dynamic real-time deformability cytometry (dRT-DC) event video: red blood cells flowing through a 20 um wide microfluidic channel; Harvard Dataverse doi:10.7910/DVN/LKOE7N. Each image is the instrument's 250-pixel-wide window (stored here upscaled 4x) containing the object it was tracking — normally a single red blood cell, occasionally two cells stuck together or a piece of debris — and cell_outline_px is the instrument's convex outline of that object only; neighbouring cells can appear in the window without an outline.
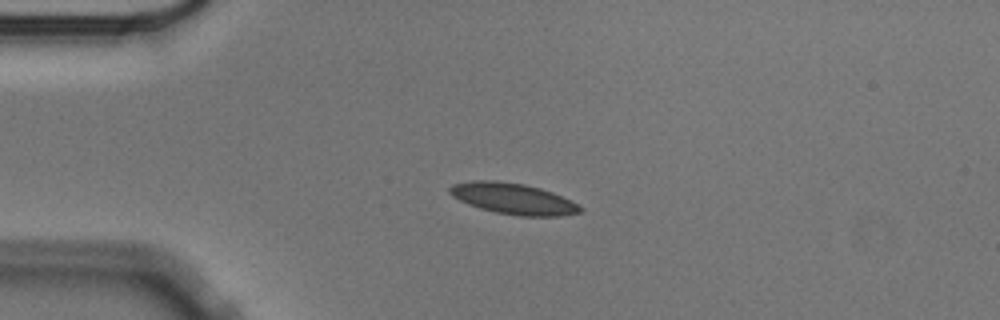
{"species": "Egyptian fruit bat (a non-hibernating species)", "species_latin": "Rousettus aegyptiacus", "temperature_condition": "cold", "stored_images_in_passage": 44, "camera_frame_rate_fps": 3000, "um_per_image_px": 0.085, "animal": {"sex": "male"}, "frame": {"image": 1, "passage_image": 1, "time_ms": 0.0, "image_size_px": [1000, 320], "cell_outline_px": [[584, 208], [580, 212], [560, 216], [520, 216], [496, 212], [480, 208], [468, 204], [452, 196], [448, 192], [448, 188], [452, 184], [472, 180], [496, 180], [524, 184], [540, 188], [552, 192]], "centroid_in_image_um": [43.57, 16.88], "position_along_channel_um": 41.4, "area_um2": 23.47}}
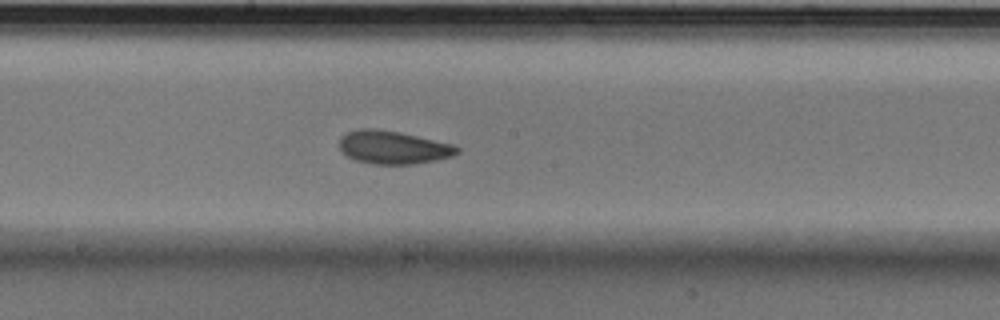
{"frame": {"image": 2, "passage_image": 18, "time_ms": 5.667, "image_size_px": [1000, 320], "cell_outline_px": [[460, 152], [452, 156], [436, 160], [412, 164], [372, 164], [356, 160], [348, 156], [340, 148], [340, 136], [348, 132], [360, 128], [376, 128], [400, 132], [456, 144], [460, 148]], "centroid_in_image_um": [33.47, 12.51], "position_along_channel_um": 214.7, "area_um2": 22.89}}
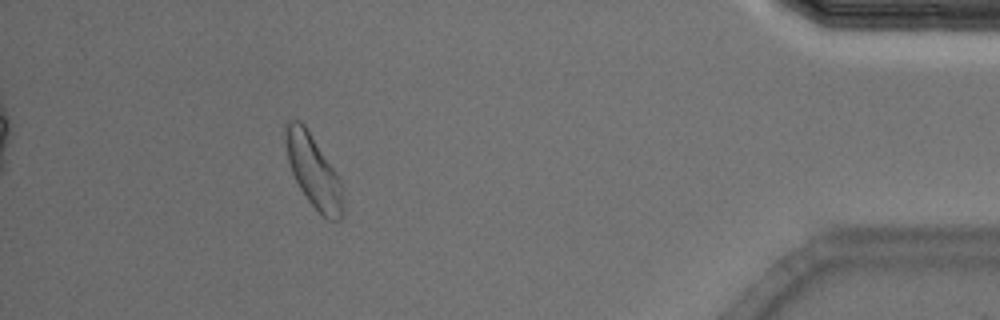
{"frame": {"image": 3, "passage_image": 39, "time_ms": 12.667, "image_size_px": [1000, 320], "cell_outline_px": [[344, 216], [340, 220], [328, 220], [308, 200], [300, 188], [292, 172], [288, 160], [284, 140], [284, 124], [288, 120], [300, 120], [304, 124], [336, 172], [340, 180], [344, 208]], "centroid_in_image_um": [26.63, 14.53], "position_along_channel_um": 408.6, "area_um2": 24.1}, "authors_computed_cell_mechanics": {"area_um2": 22.7443, "velocity_mm_per_s": 3.5034, "shape_relaxation_time_tau1_ms": 3.6773, "shape_relaxation_time_tau2_ms": 2.5536, "deformation_change_tau1": 0.0951, "deformation_change_tau2": 0.0498}}